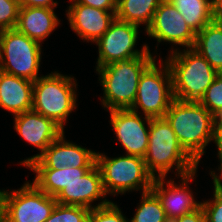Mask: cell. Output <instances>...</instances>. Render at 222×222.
Returning <instances> with one entry per match:
<instances>
[{
    "mask_svg": "<svg viewBox=\"0 0 222 222\" xmlns=\"http://www.w3.org/2000/svg\"><path fill=\"white\" fill-rule=\"evenodd\" d=\"M107 196L102 181L101 171L95 164L84 176L78 180H73L56 197V201L63 205L83 206L89 209L104 206L111 201L104 199ZM97 206H92V202L100 200Z\"/></svg>",
    "mask_w": 222,
    "mask_h": 222,
    "instance_id": "e0dca14e",
    "label": "cell"
},
{
    "mask_svg": "<svg viewBox=\"0 0 222 222\" xmlns=\"http://www.w3.org/2000/svg\"><path fill=\"white\" fill-rule=\"evenodd\" d=\"M70 2H78L94 8L116 12L117 0H70Z\"/></svg>",
    "mask_w": 222,
    "mask_h": 222,
    "instance_id": "4dcf8cb0",
    "label": "cell"
},
{
    "mask_svg": "<svg viewBox=\"0 0 222 222\" xmlns=\"http://www.w3.org/2000/svg\"><path fill=\"white\" fill-rule=\"evenodd\" d=\"M110 124L114 129L117 141L126 149V155L144 158L149 142V123L151 118L131 109L110 110ZM145 120V121H144ZM147 126H145V123Z\"/></svg>",
    "mask_w": 222,
    "mask_h": 222,
    "instance_id": "7c38bea8",
    "label": "cell"
},
{
    "mask_svg": "<svg viewBox=\"0 0 222 222\" xmlns=\"http://www.w3.org/2000/svg\"><path fill=\"white\" fill-rule=\"evenodd\" d=\"M64 136L63 132L27 167L30 169L92 168L96 164V152L67 142Z\"/></svg>",
    "mask_w": 222,
    "mask_h": 222,
    "instance_id": "4fadbf2b",
    "label": "cell"
},
{
    "mask_svg": "<svg viewBox=\"0 0 222 222\" xmlns=\"http://www.w3.org/2000/svg\"><path fill=\"white\" fill-rule=\"evenodd\" d=\"M56 204L53 196L26 182L17 191L4 190L0 222H45Z\"/></svg>",
    "mask_w": 222,
    "mask_h": 222,
    "instance_id": "9c48e42d",
    "label": "cell"
},
{
    "mask_svg": "<svg viewBox=\"0 0 222 222\" xmlns=\"http://www.w3.org/2000/svg\"><path fill=\"white\" fill-rule=\"evenodd\" d=\"M218 73H222V22L212 21L196 34L193 46Z\"/></svg>",
    "mask_w": 222,
    "mask_h": 222,
    "instance_id": "ffe728a7",
    "label": "cell"
},
{
    "mask_svg": "<svg viewBox=\"0 0 222 222\" xmlns=\"http://www.w3.org/2000/svg\"><path fill=\"white\" fill-rule=\"evenodd\" d=\"M3 192L4 190H0V216H1V211H2V198H3Z\"/></svg>",
    "mask_w": 222,
    "mask_h": 222,
    "instance_id": "e575fe53",
    "label": "cell"
},
{
    "mask_svg": "<svg viewBox=\"0 0 222 222\" xmlns=\"http://www.w3.org/2000/svg\"><path fill=\"white\" fill-rule=\"evenodd\" d=\"M59 22L54 8L20 6L16 29L41 44Z\"/></svg>",
    "mask_w": 222,
    "mask_h": 222,
    "instance_id": "d6986e66",
    "label": "cell"
},
{
    "mask_svg": "<svg viewBox=\"0 0 222 222\" xmlns=\"http://www.w3.org/2000/svg\"><path fill=\"white\" fill-rule=\"evenodd\" d=\"M170 222H206L205 213L202 207L188 214L182 215Z\"/></svg>",
    "mask_w": 222,
    "mask_h": 222,
    "instance_id": "1f68e13d",
    "label": "cell"
},
{
    "mask_svg": "<svg viewBox=\"0 0 222 222\" xmlns=\"http://www.w3.org/2000/svg\"><path fill=\"white\" fill-rule=\"evenodd\" d=\"M33 82L0 70V107L15 115L32 110Z\"/></svg>",
    "mask_w": 222,
    "mask_h": 222,
    "instance_id": "ac0fdd59",
    "label": "cell"
},
{
    "mask_svg": "<svg viewBox=\"0 0 222 222\" xmlns=\"http://www.w3.org/2000/svg\"><path fill=\"white\" fill-rule=\"evenodd\" d=\"M138 25L123 22L115 18L107 32L101 36L98 46L96 69L116 61H125L135 57L153 56L147 44L141 50L134 49L138 39Z\"/></svg>",
    "mask_w": 222,
    "mask_h": 222,
    "instance_id": "30bf717a",
    "label": "cell"
},
{
    "mask_svg": "<svg viewBox=\"0 0 222 222\" xmlns=\"http://www.w3.org/2000/svg\"><path fill=\"white\" fill-rule=\"evenodd\" d=\"M157 67L156 59L141 74L132 111L138 109L148 118L164 117L174 100L171 72L166 62ZM164 64V65H163Z\"/></svg>",
    "mask_w": 222,
    "mask_h": 222,
    "instance_id": "ba28073f",
    "label": "cell"
},
{
    "mask_svg": "<svg viewBox=\"0 0 222 222\" xmlns=\"http://www.w3.org/2000/svg\"><path fill=\"white\" fill-rule=\"evenodd\" d=\"M89 212L87 207L57 203L45 222H88Z\"/></svg>",
    "mask_w": 222,
    "mask_h": 222,
    "instance_id": "d4e9b609",
    "label": "cell"
},
{
    "mask_svg": "<svg viewBox=\"0 0 222 222\" xmlns=\"http://www.w3.org/2000/svg\"><path fill=\"white\" fill-rule=\"evenodd\" d=\"M121 209L112 201L104 206L90 209L88 222H128Z\"/></svg>",
    "mask_w": 222,
    "mask_h": 222,
    "instance_id": "83f0119b",
    "label": "cell"
},
{
    "mask_svg": "<svg viewBox=\"0 0 222 222\" xmlns=\"http://www.w3.org/2000/svg\"><path fill=\"white\" fill-rule=\"evenodd\" d=\"M75 78L52 72L33 82L32 110L53 120L64 130L70 113L76 109Z\"/></svg>",
    "mask_w": 222,
    "mask_h": 222,
    "instance_id": "5b68a950",
    "label": "cell"
},
{
    "mask_svg": "<svg viewBox=\"0 0 222 222\" xmlns=\"http://www.w3.org/2000/svg\"><path fill=\"white\" fill-rule=\"evenodd\" d=\"M179 144L197 163L212 141L214 115L202 104L174 99L164 115Z\"/></svg>",
    "mask_w": 222,
    "mask_h": 222,
    "instance_id": "6da1fadb",
    "label": "cell"
},
{
    "mask_svg": "<svg viewBox=\"0 0 222 222\" xmlns=\"http://www.w3.org/2000/svg\"><path fill=\"white\" fill-rule=\"evenodd\" d=\"M140 205L128 222H170L158 197L152 192L142 193Z\"/></svg>",
    "mask_w": 222,
    "mask_h": 222,
    "instance_id": "cb8c5ba5",
    "label": "cell"
},
{
    "mask_svg": "<svg viewBox=\"0 0 222 222\" xmlns=\"http://www.w3.org/2000/svg\"><path fill=\"white\" fill-rule=\"evenodd\" d=\"M196 170L181 176V185L174 180L167 181V188L164 187L165 177H155L151 191L158 197L162 208L165 210L169 221L182 215L193 212L201 207L202 202L195 201L188 182L195 178Z\"/></svg>",
    "mask_w": 222,
    "mask_h": 222,
    "instance_id": "5bb4252c",
    "label": "cell"
},
{
    "mask_svg": "<svg viewBox=\"0 0 222 222\" xmlns=\"http://www.w3.org/2000/svg\"><path fill=\"white\" fill-rule=\"evenodd\" d=\"M156 59L153 56L116 61L96 69L104 90L102 104L107 111L130 109L136 99L138 83L144 70Z\"/></svg>",
    "mask_w": 222,
    "mask_h": 222,
    "instance_id": "3957f363",
    "label": "cell"
},
{
    "mask_svg": "<svg viewBox=\"0 0 222 222\" xmlns=\"http://www.w3.org/2000/svg\"><path fill=\"white\" fill-rule=\"evenodd\" d=\"M91 168L31 169L36 173L33 183L54 198L73 180L84 176Z\"/></svg>",
    "mask_w": 222,
    "mask_h": 222,
    "instance_id": "44dd1931",
    "label": "cell"
},
{
    "mask_svg": "<svg viewBox=\"0 0 222 222\" xmlns=\"http://www.w3.org/2000/svg\"><path fill=\"white\" fill-rule=\"evenodd\" d=\"M144 161L154 178L166 177L174 165L179 174L177 176L180 177L197 170L198 167L181 147L176 134L164 117L150 120L148 149Z\"/></svg>",
    "mask_w": 222,
    "mask_h": 222,
    "instance_id": "7a4b0ae2",
    "label": "cell"
},
{
    "mask_svg": "<svg viewBox=\"0 0 222 222\" xmlns=\"http://www.w3.org/2000/svg\"><path fill=\"white\" fill-rule=\"evenodd\" d=\"M163 0H118L116 19L133 23L150 25L154 13Z\"/></svg>",
    "mask_w": 222,
    "mask_h": 222,
    "instance_id": "603a6c76",
    "label": "cell"
},
{
    "mask_svg": "<svg viewBox=\"0 0 222 222\" xmlns=\"http://www.w3.org/2000/svg\"><path fill=\"white\" fill-rule=\"evenodd\" d=\"M67 12V18L71 29L82 39L96 43L109 29L110 24L116 18V12L106 11L71 2Z\"/></svg>",
    "mask_w": 222,
    "mask_h": 222,
    "instance_id": "2e32d148",
    "label": "cell"
},
{
    "mask_svg": "<svg viewBox=\"0 0 222 222\" xmlns=\"http://www.w3.org/2000/svg\"><path fill=\"white\" fill-rule=\"evenodd\" d=\"M198 102L213 115L222 113V73L215 77Z\"/></svg>",
    "mask_w": 222,
    "mask_h": 222,
    "instance_id": "4316f807",
    "label": "cell"
},
{
    "mask_svg": "<svg viewBox=\"0 0 222 222\" xmlns=\"http://www.w3.org/2000/svg\"><path fill=\"white\" fill-rule=\"evenodd\" d=\"M20 10L19 0H0V29L16 28Z\"/></svg>",
    "mask_w": 222,
    "mask_h": 222,
    "instance_id": "f1b7e54d",
    "label": "cell"
},
{
    "mask_svg": "<svg viewBox=\"0 0 222 222\" xmlns=\"http://www.w3.org/2000/svg\"><path fill=\"white\" fill-rule=\"evenodd\" d=\"M22 7H46L55 8L58 3L54 0H19Z\"/></svg>",
    "mask_w": 222,
    "mask_h": 222,
    "instance_id": "d6a6232c",
    "label": "cell"
},
{
    "mask_svg": "<svg viewBox=\"0 0 222 222\" xmlns=\"http://www.w3.org/2000/svg\"><path fill=\"white\" fill-rule=\"evenodd\" d=\"M170 52L167 63L172 78L174 99L198 102L218 73L193 48Z\"/></svg>",
    "mask_w": 222,
    "mask_h": 222,
    "instance_id": "277c9868",
    "label": "cell"
},
{
    "mask_svg": "<svg viewBox=\"0 0 222 222\" xmlns=\"http://www.w3.org/2000/svg\"><path fill=\"white\" fill-rule=\"evenodd\" d=\"M14 123V129L17 133L41 151L39 154L20 162V164L26 167L37 159L64 132L53 120L33 110L15 115Z\"/></svg>",
    "mask_w": 222,
    "mask_h": 222,
    "instance_id": "9a60e30c",
    "label": "cell"
},
{
    "mask_svg": "<svg viewBox=\"0 0 222 222\" xmlns=\"http://www.w3.org/2000/svg\"><path fill=\"white\" fill-rule=\"evenodd\" d=\"M183 16L188 27L197 34L213 21L212 0H168Z\"/></svg>",
    "mask_w": 222,
    "mask_h": 222,
    "instance_id": "7402d4cb",
    "label": "cell"
},
{
    "mask_svg": "<svg viewBox=\"0 0 222 222\" xmlns=\"http://www.w3.org/2000/svg\"><path fill=\"white\" fill-rule=\"evenodd\" d=\"M212 140L218 148V158L220 159L219 173L222 175V113L214 115Z\"/></svg>",
    "mask_w": 222,
    "mask_h": 222,
    "instance_id": "f546056e",
    "label": "cell"
},
{
    "mask_svg": "<svg viewBox=\"0 0 222 222\" xmlns=\"http://www.w3.org/2000/svg\"><path fill=\"white\" fill-rule=\"evenodd\" d=\"M148 36L158 43L169 42L193 48L196 34L188 27L181 13L168 0H163L154 13L150 25L145 28Z\"/></svg>",
    "mask_w": 222,
    "mask_h": 222,
    "instance_id": "8fae6325",
    "label": "cell"
},
{
    "mask_svg": "<svg viewBox=\"0 0 222 222\" xmlns=\"http://www.w3.org/2000/svg\"><path fill=\"white\" fill-rule=\"evenodd\" d=\"M213 20L222 22V0H212Z\"/></svg>",
    "mask_w": 222,
    "mask_h": 222,
    "instance_id": "836d02e7",
    "label": "cell"
},
{
    "mask_svg": "<svg viewBox=\"0 0 222 222\" xmlns=\"http://www.w3.org/2000/svg\"><path fill=\"white\" fill-rule=\"evenodd\" d=\"M98 165L106 194H124L132 190L151 191L154 176L147 170L144 158L138 156H120L108 158L96 153Z\"/></svg>",
    "mask_w": 222,
    "mask_h": 222,
    "instance_id": "8992f818",
    "label": "cell"
},
{
    "mask_svg": "<svg viewBox=\"0 0 222 222\" xmlns=\"http://www.w3.org/2000/svg\"><path fill=\"white\" fill-rule=\"evenodd\" d=\"M214 185V198L210 201H203L201 207L204 210L206 222H222V175L211 171Z\"/></svg>",
    "mask_w": 222,
    "mask_h": 222,
    "instance_id": "484cf974",
    "label": "cell"
},
{
    "mask_svg": "<svg viewBox=\"0 0 222 222\" xmlns=\"http://www.w3.org/2000/svg\"><path fill=\"white\" fill-rule=\"evenodd\" d=\"M41 44L16 28L3 30L0 38V70L34 82L41 62Z\"/></svg>",
    "mask_w": 222,
    "mask_h": 222,
    "instance_id": "52a82bcc",
    "label": "cell"
}]
</instances>
